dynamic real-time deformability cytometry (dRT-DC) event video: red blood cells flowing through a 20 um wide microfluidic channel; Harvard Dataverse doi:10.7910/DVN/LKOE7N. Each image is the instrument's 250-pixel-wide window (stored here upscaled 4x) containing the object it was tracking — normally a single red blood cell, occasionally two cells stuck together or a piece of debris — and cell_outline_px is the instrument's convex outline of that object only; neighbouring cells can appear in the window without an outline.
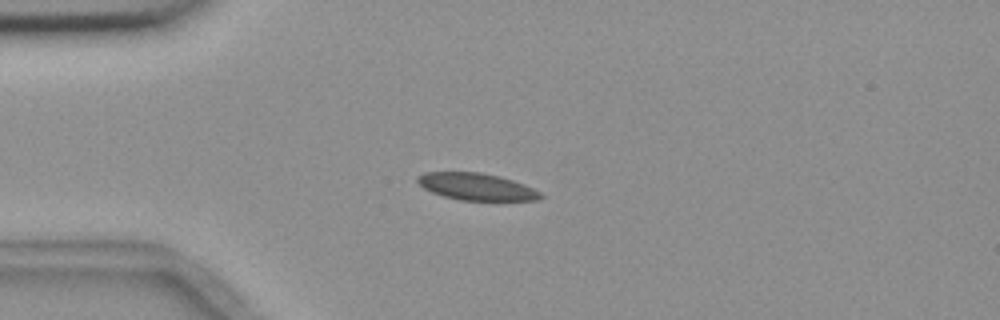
{"species": "common noctule bat (a hibernating species)", "species_latin": "Nyctalus noctula", "temperature_condition": "room temperature", "stored_images_in_passage": 12, "camera_frame_rate_fps": 3000, "um_per_image_px": 0.085, "animal": {"sex": "female", "body_mass_g": 18.4}, "frame": {"image": 1, "passage_image": 1, "time_ms": 0.0, "image_size_px": [1000, 320], "cell_outline_px": [[544, 196], [540, 200], [460, 200], [444, 196], [432, 192], [424, 188], [416, 180], [416, 176], [424, 172], [480, 172], [500, 176], [524, 184], [540, 192]], "centroid_in_image_um": [40.5, 15.86], "position_along_channel_um": 44.5, "area_um2": 19.31}}
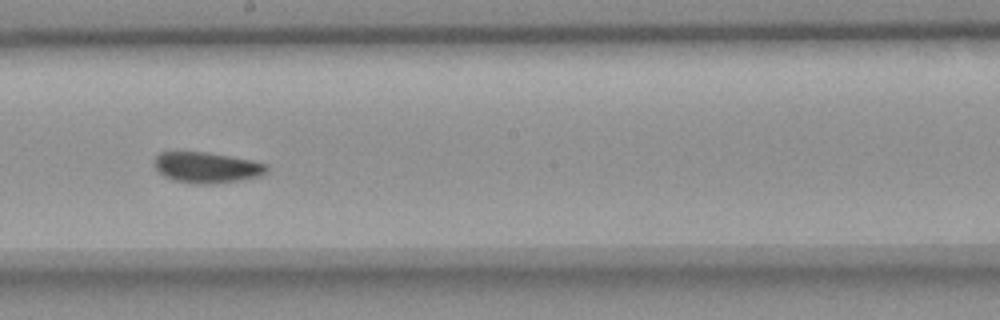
{"frame": {"image": 2, "passage_image": 6, "time_ms": 5.667, "image_size_px": [1000, 320], "cell_outline_px": [[268, 172], [260, 176], [240, 180], [216, 184], [192, 184], [172, 180], [164, 176], [152, 164], [156, 156], [160, 152], [208, 152], [252, 160], [268, 164]], "centroid_in_image_um": [17.58, 14.24], "position_along_channel_um": 230.6, "area_um2": 20.46}}
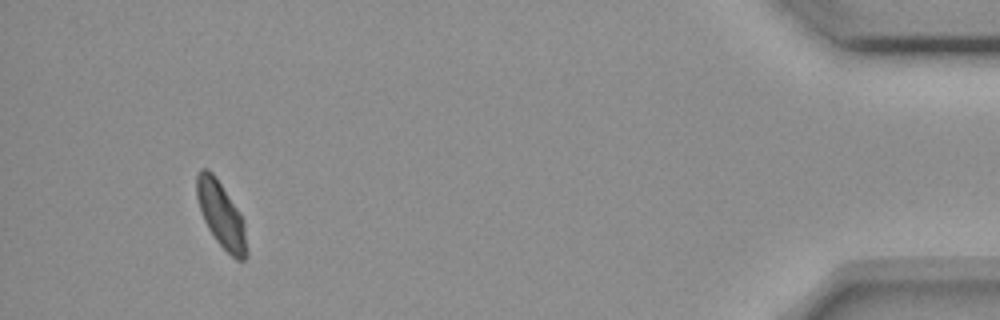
{"frame": {"image": 3, "passage_image": 11, "time_ms": 12.667, "image_size_px": [1000, 320], "cell_outline_px": [[248, 256], [244, 260], [236, 260], [216, 240], [208, 228], [200, 212], [196, 196], [196, 176], [200, 168], [208, 168], [212, 172], [240, 212], [244, 224], [248, 252]], "centroid_in_image_um": [18.79, 18.25], "position_along_channel_um": 416.4, "area_um2": 19.13}, "authors_computed_cell_mechanics": {"area_um2": 20.1433, "velocity_mm_per_s": 3.6414, "shape_relaxation_time_tau1_ms": 1.643, "shape_relaxation_time_tau2_ms": null, "deformation_change_tau1": 0.0516, "deformation_change_tau2": null}}